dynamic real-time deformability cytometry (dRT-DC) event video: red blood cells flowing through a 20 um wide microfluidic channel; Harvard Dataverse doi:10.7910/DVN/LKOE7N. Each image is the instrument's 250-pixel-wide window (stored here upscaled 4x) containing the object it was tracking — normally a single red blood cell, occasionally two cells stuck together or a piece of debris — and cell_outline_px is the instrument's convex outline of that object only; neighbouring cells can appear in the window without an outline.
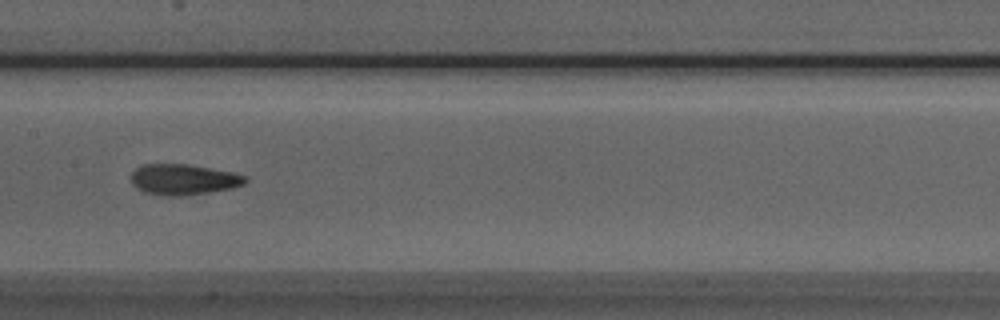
{"species": "Egyptian fruit bat (a non-hibernating species)", "species_latin": "Rousettus aegyptiacus", "temperature_condition": "room temperature", "stored_images_in_passage": 8, "camera_frame_rate_fps": 3000, "um_per_image_px": 0.085, "animal": {"sex": "male"}, "frame": {"image": 1, "passage_image": 6, "time_ms": 1.667, "image_size_px": [1000, 320], "cell_outline_px": [[248, 180], [244, 184], [232, 188], [184, 196], [164, 196], [144, 192], [136, 188], [132, 184], [132, 172], [136, 168], [144, 164], [188, 164], [232, 172], [248, 176]], "centroid_in_image_um": [15.6, 15.26], "position_along_channel_um": 191.8, "area_um2": 20.52}}
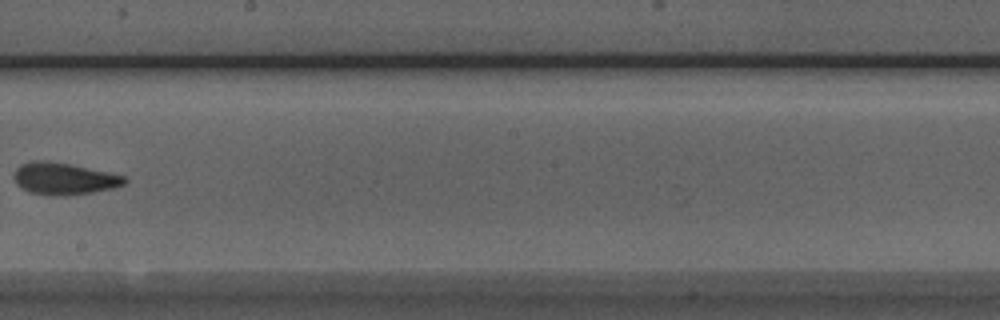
{"frame": {"image": 2, "passage_image": 7, "time_ms": 2.0, "image_size_px": [1000, 320], "cell_outline_px": [[128, 180], [124, 184], [112, 188], [92, 192], [64, 196], [48, 196], [28, 192], [16, 184], [12, 176], [16, 168], [20, 164], [32, 160], [48, 160], [108, 172], [124, 176]], "centroid_in_image_um": [5.36, 15.19], "position_along_channel_um": 242.8, "area_um2": 20.75}}
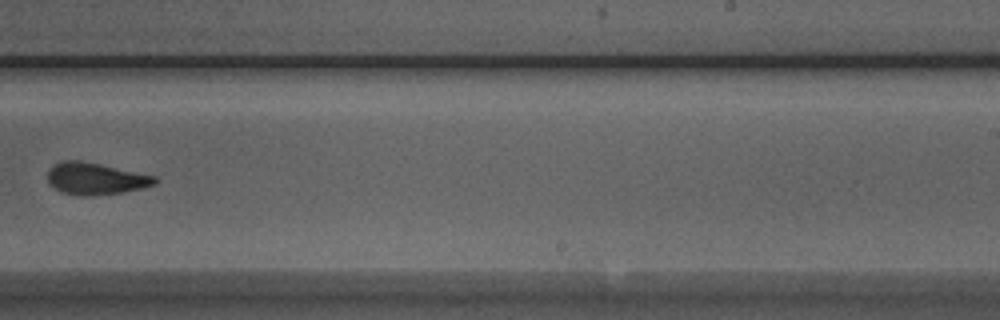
{"frame": {"image": 3, "passage_image": 8, "time_ms": 2.333, "image_size_px": [1000, 320], "cell_outline_px": [[156, 184], [124, 192], [92, 196], [84, 196], [60, 192], [48, 184], [48, 168], [52, 164], [60, 160], [80, 160], [100, 164], [156, 176]], "centroid_in_image_um": [8.06, 15.18], "position_along_channel_um": 280.9, "area_um2": 20.11}}